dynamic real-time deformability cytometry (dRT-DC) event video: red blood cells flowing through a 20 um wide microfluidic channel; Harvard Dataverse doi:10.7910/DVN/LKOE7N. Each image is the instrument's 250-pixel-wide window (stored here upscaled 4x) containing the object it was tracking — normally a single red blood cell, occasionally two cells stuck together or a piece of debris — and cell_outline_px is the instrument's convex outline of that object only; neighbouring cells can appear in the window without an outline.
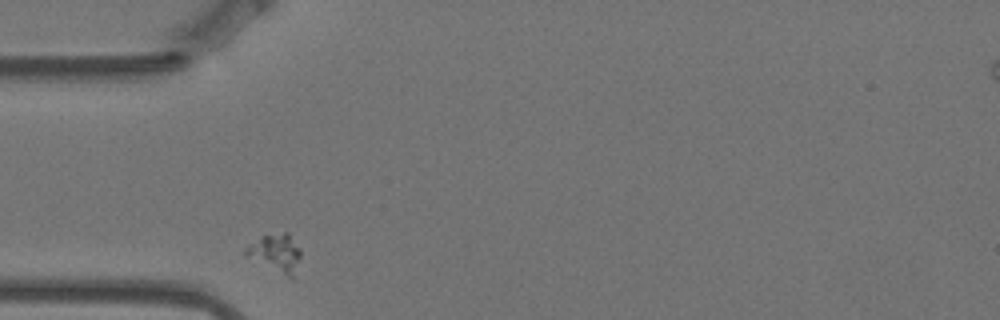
{"species": "Egyptian fruit bat (a non-hibernating species)", "species_latin": "Rousettus aegyptiacus", "temperature_condition": "warm", "stored_images_in_passage": 31, "camera_frame_rate_fps": 3000, "um_per_image_px": 0.085, "animal": {"sex": "female"}, "frame": {"image": 1, "passage_image": 1, "time_ms": 0.0, "image_size_px": [1000, 320], "cell_outline_px": [[300, 256], [296, 280], [292, 280], [244, 256], [244, 248], [260, 236], [284, 232], [288, 232], [300, 248]], "centroid_in_image_um": [23.46, 21.56], "position_along_channel_um": 61.5, "area_um2": 12.72}}
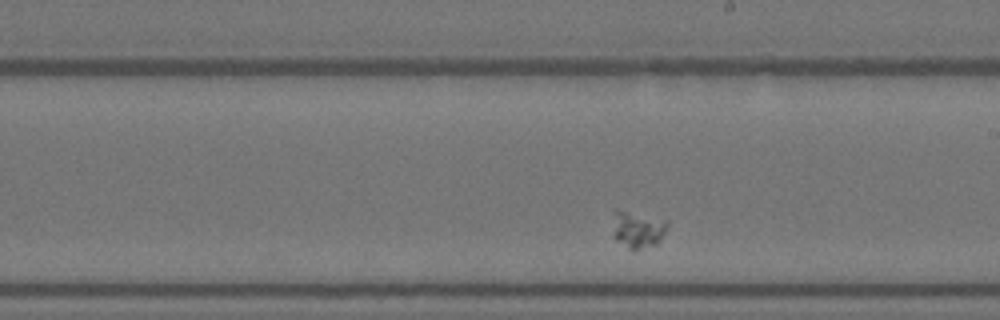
{"frame": {"image": 2, "passage_image": 18, "time_ms": 5.667, "image_size_px": [1000, 320], "cell_outline_px": [[668, 224], [660, 240], [656, 244], [632, 252], [616, 240], [612, 236], [612, 212], [616, 208], [668, 220]], "centroid_in_image_um": [54.14, 19.49], "position_along_channel_um": 234.9, "area_um2": 12.25}}
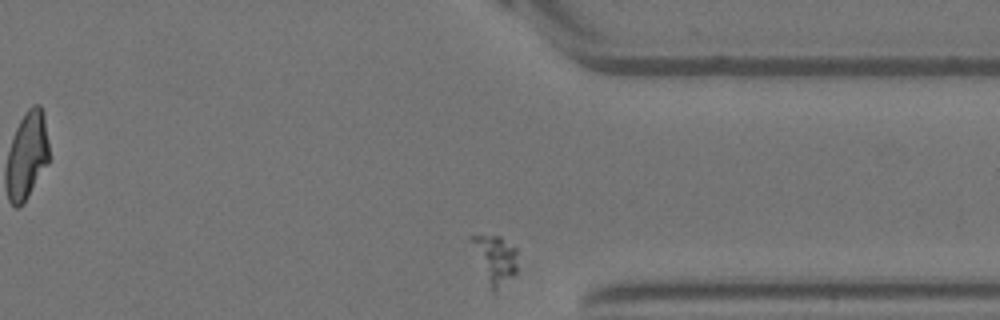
{"frame": {"image": 3, "passage_image": 31, "time_ms": 10.0, "image_size_px": [1000, 320], "cell_outline_px": [[516, 272], [496, 288], [492, 288], [468, 240], [472, 236], [500, 236], [516, 248]], "centroid_in_image_um": [42.07, 21.92], "position_along_channel_um": 369.3, "area_um2": 11.96}}